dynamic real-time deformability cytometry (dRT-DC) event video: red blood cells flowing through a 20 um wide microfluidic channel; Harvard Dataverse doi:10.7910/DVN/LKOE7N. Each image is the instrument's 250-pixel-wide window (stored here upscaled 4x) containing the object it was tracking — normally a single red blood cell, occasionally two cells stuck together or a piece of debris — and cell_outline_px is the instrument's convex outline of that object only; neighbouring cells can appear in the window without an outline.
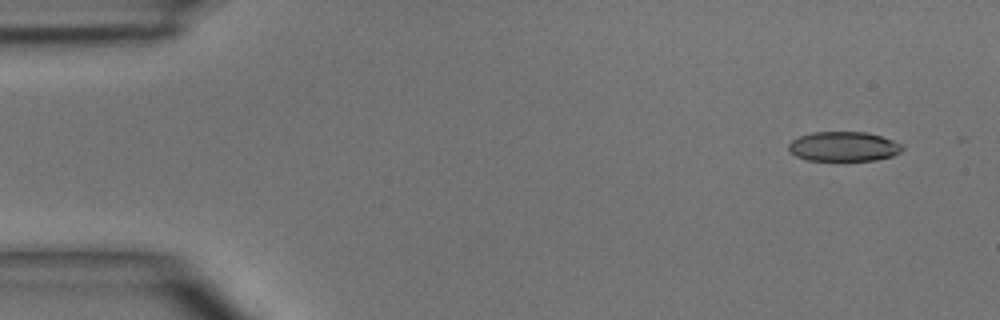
{"species": "common noctule bat (a hibernating species)", "species_latin": "Nyctalus noctula", "temperature_condition": "room temperature", "stored_images_in_passage": 4, "camera_frame_rate_fps": 3000, "um_per_image_px": 0.085, "animal": {"sex": "male", "body_mass_g": 15.6}, "frame": {"image": 1, "passage_image": 1, "time_ms": 0.0, "image_size_px": [1000, 320], "cell_outline_px": [[904, 148], [900, 152], [892, 156], [876, 160], [808, 160], [796, 156], [788, 148], [788, 144], [792, 140], [800, 136], [812, 132], [868, 132], [904, 144]], "centroid_in_image_um": [71.73, 12.45], "position_along_channel_um": 13.3, "area_um2": 19.59}}
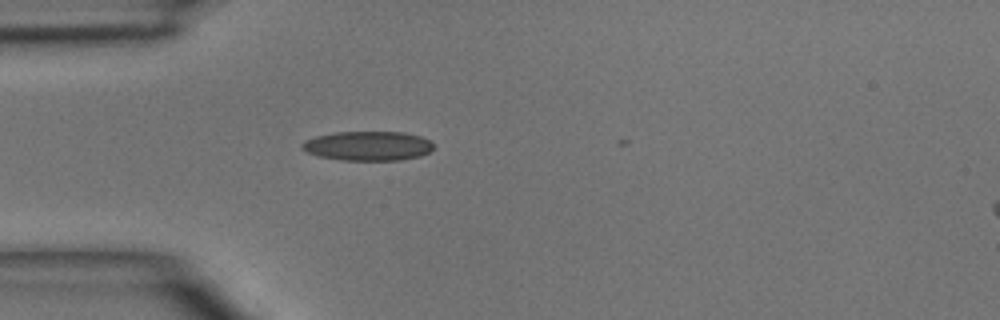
{"frame": {"image": 2, "passage_image": 4, "time_ms": 3.333, "image_size_px": [1000, 320], "cell_outline_px": [[432, 148], [428, 152], [420, 156], [400, 160], [344, 160], [316, 156], [300, 148], [300, 144], [304, 140], [316, 136], [336, 132], [404, 132], [420, 136], [428, 140], [432, 144]], "centroid_in_image_um": [31.22, 12.4], "position_along_channel_um": 53.8, "area_um2": 22.48}}